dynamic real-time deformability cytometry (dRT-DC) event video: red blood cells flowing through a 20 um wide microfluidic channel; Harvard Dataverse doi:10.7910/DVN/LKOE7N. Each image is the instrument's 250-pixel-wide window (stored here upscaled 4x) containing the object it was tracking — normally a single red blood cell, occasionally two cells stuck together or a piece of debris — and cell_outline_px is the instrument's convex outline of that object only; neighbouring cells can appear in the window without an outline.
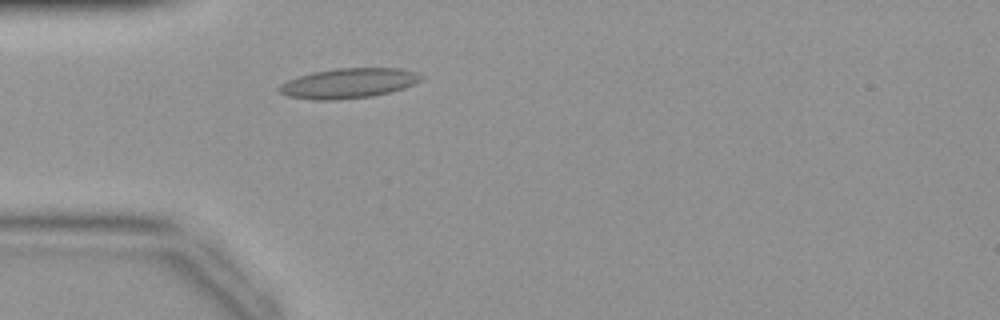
{"species": "common noctule bat (a hibernating species)", "species_latin": "Nyctalus noctula", "temperature_condition": "warm", "stored_images_in_passage": 40, "camera_frame_rate_fps": 3000, "um_per_image_px": 0.085, "animal": {"sex": "female", "body_mass_g": 19.9}, "frame": {"image": 1, "passage_image": 10, "time_ms": 3.0, "image_size_px": [1000, 320], "cell_outline_px": [[424, 76], [420, 80], [404, 88], [372, 96], [336, 100], [312, 100], [288, 96], [280, 92], [276, 88], [280, 84], [288, 80], [312, 72], [336, 68], [400, 68], [416, 72]], "centroid_in_image_um": [29.6, 7.07], "position_along_channel_um": 55.4, "area_um2": 24.74}}
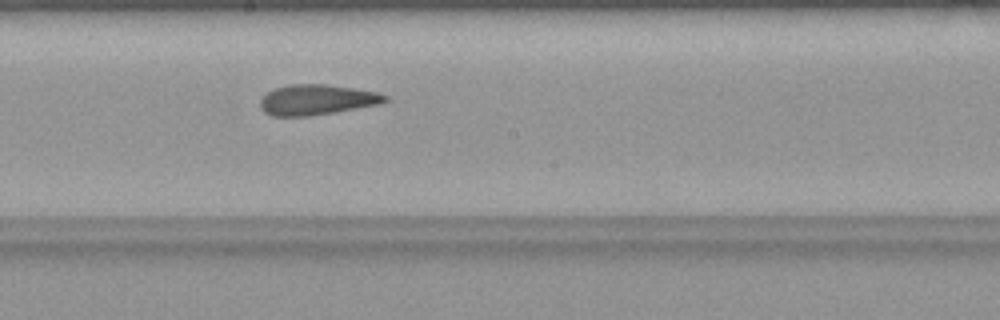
{"frame": {"image": 2, "passage_image": 21, "time_ms": 6.667, "image_size_px": [1000, 320], "cell_outline_px": [[388, 100], [380, 104], [308, 116], [272, 116], [264, 112], [260, 108], [260, 100], [268, 92], [276, 88], [288, 84], [328, 84], [376, 92], [388, 96]], "centroid_in_image_um": [26.9, 8.47], "position_along_channel_um": 221.3, "area_um2": 21.91}}
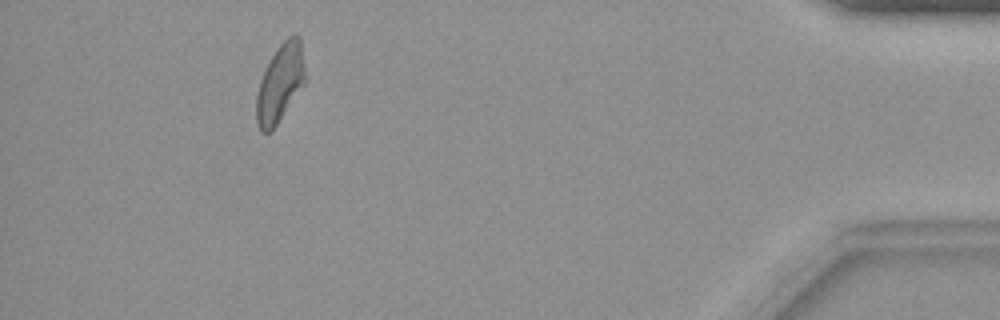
{"frame": {"image": 3, "passage_image": 37, "time_ms": 12.0, "image_size_px": [1000, 320], "cell_outline_px": [[304, 84], [276, 124], [268, 132], [260, 132], [256, 124], [256, 96], [260, 80], [276, 48], [288, 36], [300, 36], [304, 68]], "centroid_in_image_um": [23.78, 7.07], "position_along_channel_um": 411.4, "area_um2": 21.56}}